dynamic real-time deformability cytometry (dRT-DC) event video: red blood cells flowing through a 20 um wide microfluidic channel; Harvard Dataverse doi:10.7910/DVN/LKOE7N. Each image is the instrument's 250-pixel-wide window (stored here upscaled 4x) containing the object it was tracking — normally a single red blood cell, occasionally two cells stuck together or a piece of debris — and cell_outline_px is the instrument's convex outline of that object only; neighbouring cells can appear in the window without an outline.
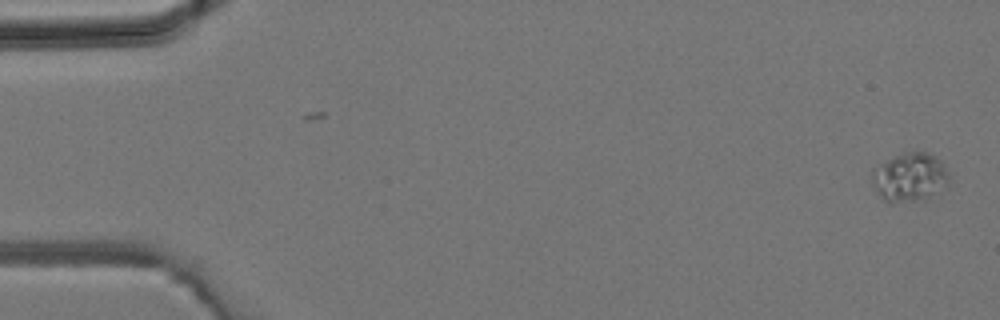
{"species": "common noctule bat (a hibernating species)", "species_latin": "Nyctalus noctula", "temperature_condition": "room temperature", "stored_images_in_passage": 44, "camera_frame_rate_fps": 3000, "um_per_image_px": 0.085, "animal": {"sex": "male", "body_mass_g": 19.2, "forearm_length_mm": 51.8}, "frame": {"image": 1, "passage_image": 1, "time_ms": 0.0, "image_size_px": [1000, 320], "cell_outline_px": [[948, 184], [944, 188], [924, 200], [892, 204], [888, 204], [884, 200], [872, 184], [872, 168], [892, 156], [916, 148], [928, 152], [936, 156], [940, 160], [948, 172]], "centroid_in_image_um": [77.31, 15.04], "position_along_channel_um": 7.7, "area_um2": 22.66}}
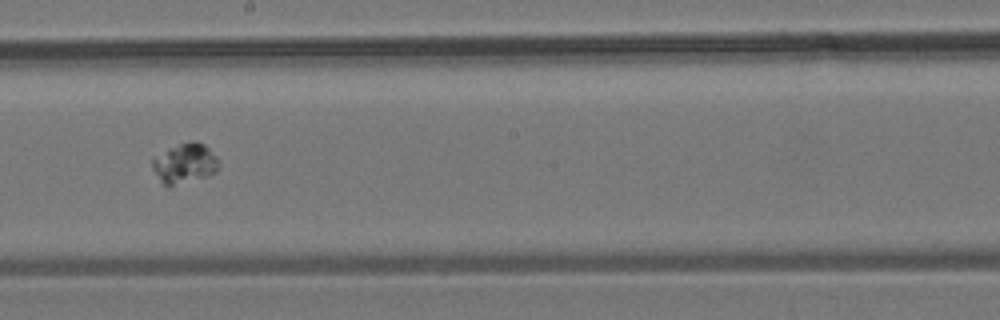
{"frame": {"image": 2, "passage_image": 24, "time_ms": 7.667, "image_size_px": [1000, 320], "cell_outline_px": [[216, 172], [168, 188], [160, 180], [152, 168], [152, 160], [172, 148], [180, 144], [192, 140], [196, 140], [204, 144], [208, 148], [216, 160]], "centroid_in_image_um": [15.67, 13.91], "position_along_channel_um": 232.5, "area_um2": 14.74}}
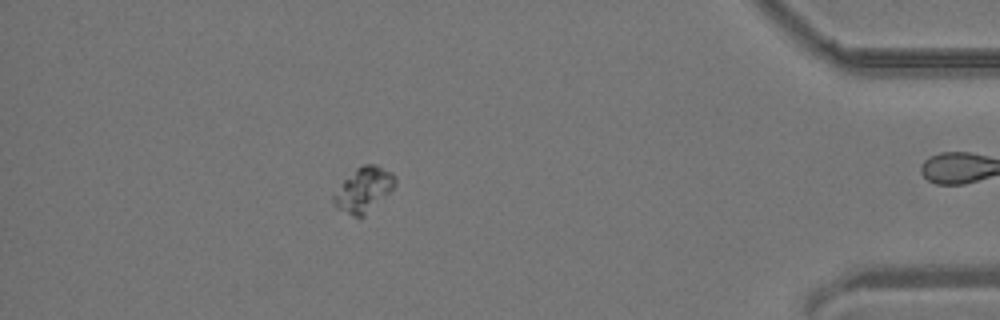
{"frame": {"image": 3, "passage_image": 38, "time_ms": 12.333, "image_size_px": [1000, 320], "cell_outline_px": [[396, 184], [364, 216], [352, 216], [336, 208], [332, 204], [332, 196], [344, 180], [356, 168], [364, 164], [376, 164], [392, 172], [396, 176]], "centroid_in_image_um": [30.89, 16.11], "position_along_channel_um": 404.3, "area_um2": 15.78}}